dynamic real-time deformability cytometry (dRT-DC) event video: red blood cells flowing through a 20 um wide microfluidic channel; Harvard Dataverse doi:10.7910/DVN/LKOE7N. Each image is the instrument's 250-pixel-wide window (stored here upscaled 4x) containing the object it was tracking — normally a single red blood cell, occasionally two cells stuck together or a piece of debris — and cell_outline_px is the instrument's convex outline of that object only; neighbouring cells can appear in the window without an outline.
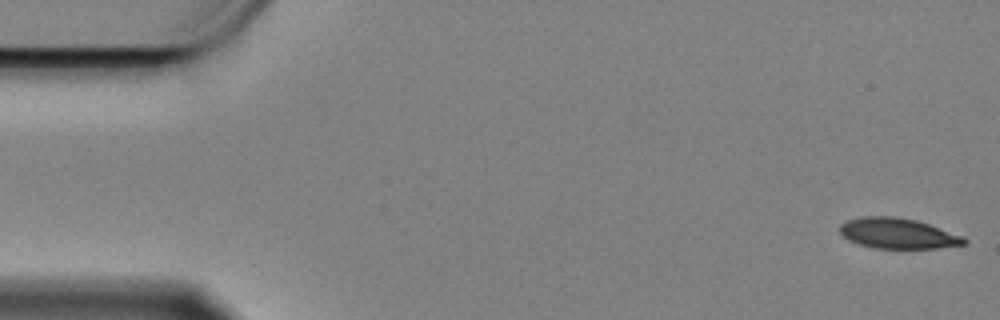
{"species": "Egyptian fruit bat (a non-hibernating species)", "species_latin": "Rousettus aegyptiacus", "temperature_condition": "cold", "stored_images_in_passage": 5, "camera_frame_rate_fps": 3000, "um_per_image_px": 0.085, "animal": {"sex": "female"}, "frame": {"image": 1, "passage_image": 1, "time_ms": 0.0, "image_size_px": [1000, 320], "cell_outline_px": [[968, 240], [964, 244], [936, 248], [872, 248], [848, 240], [840, 232], [840, 224], [848, 220], [860, 216], [892, 216], [916, 220], [964, 236]], "centroid_in_image_um": [76.3, 19.83], "position_along_channel_um": 8.7, "area_um2": 21.96}}